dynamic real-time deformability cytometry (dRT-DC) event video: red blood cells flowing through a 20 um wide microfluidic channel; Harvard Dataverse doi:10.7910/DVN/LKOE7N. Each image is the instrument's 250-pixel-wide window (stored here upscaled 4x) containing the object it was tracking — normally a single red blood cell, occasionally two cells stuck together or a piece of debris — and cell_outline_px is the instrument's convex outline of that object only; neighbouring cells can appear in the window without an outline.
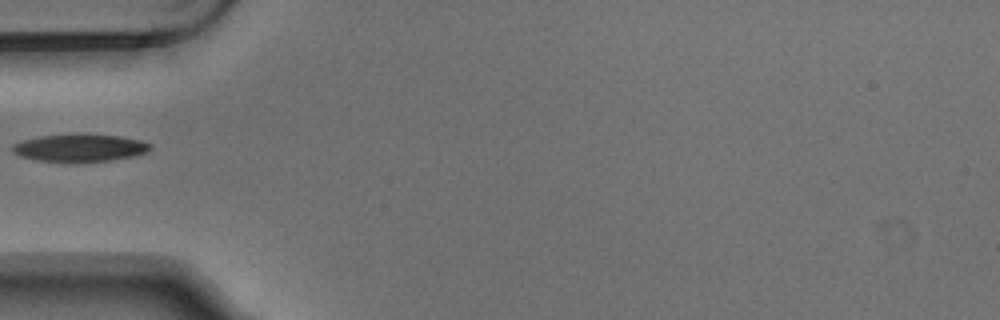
{"species": "Egyptian fruit bat (a non-hibernating species)", "species_latin": "Rousettus aegyptiacus", "temperature_condition": "warm", "stored_images_in_passage": 5, "camera_frame_rate_fps": 3000, "um_per_image_px": 0.085, "animal": {"sex": "male"}, "frame": {"image": 1, "passage_image": 4, "time_ms": 1.0, "image_size_px": [1000, 320], "cell_outline_px": [[152, 144], [148, 152], [132, 156], [108, 160], [36, 160], [20, 156], [12, 152], [12, 144], [24, 140], [40, 136], [120, 136], [140, 140]], "centroid_in_image_um": [6.78, 12.57], "position_along_channel_um": 78.2, "area_um2": 20.75}}
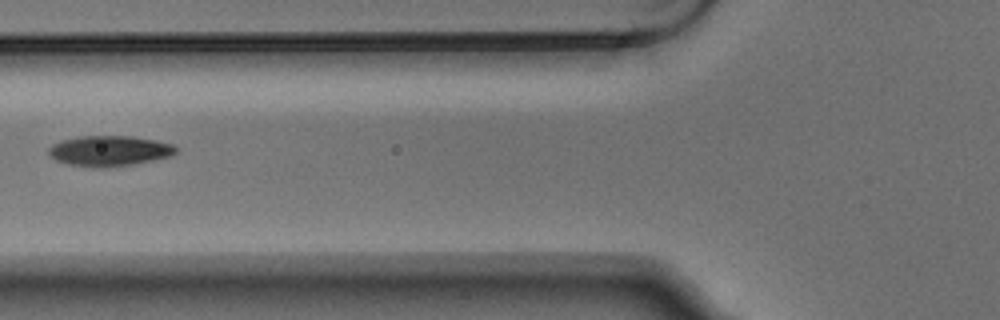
{"frame": {"image": 2, "passage_image": 5, "time_ms": 1.333, "image_size_px": [1000, 320], "cell_outline_px": [[176, 152], [172, 156], [132, 164], [100, 168], [92, 168], [68, 164], [56, 160], [48, 152], [48, 148], [52, 144], [60, 140], [80, 136], [132, 136], [156, 140], [172, 144], [176, 148]], "centroid_in_image_um": [9.27, 12.82], "position_along_channel_um": 116.5, "area_um2": 22.6}}